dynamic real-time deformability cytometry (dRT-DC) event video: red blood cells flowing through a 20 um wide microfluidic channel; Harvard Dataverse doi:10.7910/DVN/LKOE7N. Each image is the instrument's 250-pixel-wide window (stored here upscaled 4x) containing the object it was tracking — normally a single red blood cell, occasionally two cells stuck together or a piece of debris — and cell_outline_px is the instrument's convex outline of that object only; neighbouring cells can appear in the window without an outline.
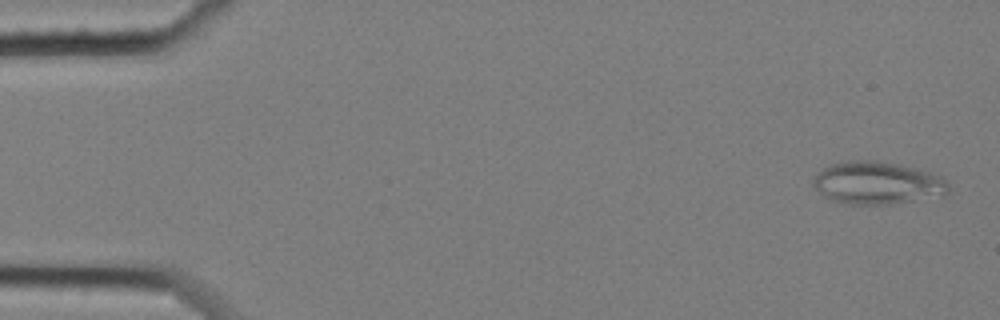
{"species": "common noctule bat (a hibernating species)", "species_latin": "Nyctalus noctula", "temperature_condition": "cold", "stored_images_in_passage": 9, "camera_frame_rate_fps": 3000, "um_per_image_px": 0.085, "animal": {"sex": "female", "body_mass_g": 25.1}, "frame": {"image": 1, "passage_image": 1, "time_ms": 0.0, "image_size_px": [1000, 320], "cell_outline_px": [[948, 192], [944, 196], [888, 204], [848, 204], [836, 200], [828, 196], [816, 188], [812, 184], [812, 180], [824, 168], [832, 164], [848, 160], [876, 160], [916, 168], [944, 176], [948, 184]], "centroid_in_image_um": [74.65, 15.54], "position_along_channel_um": 10.3, "area_um2": 33.29}}